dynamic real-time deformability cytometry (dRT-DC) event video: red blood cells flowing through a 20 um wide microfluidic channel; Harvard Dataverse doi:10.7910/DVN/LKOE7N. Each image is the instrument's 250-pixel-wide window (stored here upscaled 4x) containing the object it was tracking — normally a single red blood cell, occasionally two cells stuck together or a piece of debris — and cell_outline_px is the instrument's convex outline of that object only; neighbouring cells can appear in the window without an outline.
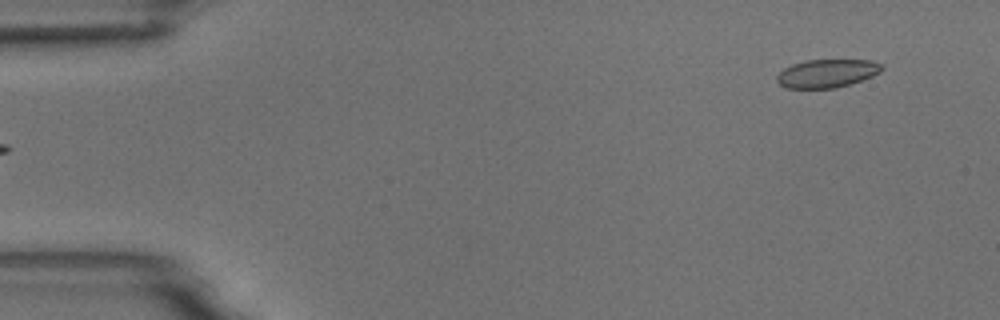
{"species": "common noctule bat (a hibernating species)", "species_latin": "Nyctalus noctula", "temperature_condition": "room temperature", "stored_images_in_passage": 5, "segment_of_instrument_passage": [2, 2], "camera_frame_rate_fps": 3000, "um_per_image_px": 0.085, "animal": {"sex": "male", "body_mass_g": 18.8}, "frame": {"image": 1, "passage_image": 5, "time_ms": 4.667, "image_size_px": [1000, 320], "cell_outline_px": [[884, 68], [880, 72], [872, 76], [836, 88], [788, 88], [780, 84], [776, 80], [776, 76], [784, 68], [792, 64], [808, 60], [872, 60], [880, 64]], "centroid_in_image_um": [70.28, 6.23], "position_along_channel_um": 14.7, "area_um2": 17.11}}